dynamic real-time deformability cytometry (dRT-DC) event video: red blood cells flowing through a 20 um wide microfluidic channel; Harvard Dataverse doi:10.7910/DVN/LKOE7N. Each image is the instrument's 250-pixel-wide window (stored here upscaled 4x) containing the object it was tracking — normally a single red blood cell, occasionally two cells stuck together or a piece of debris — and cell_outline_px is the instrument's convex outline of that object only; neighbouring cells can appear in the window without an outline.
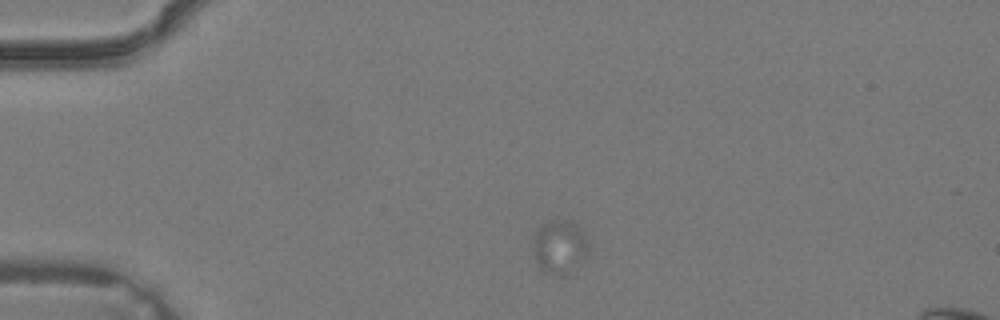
{"species": "common noctule bat (a hibernating species)", "species_latin": "Nyctalus noctula", "temperature_condition": "warm", "stored_images_in_passage": 35, "camera_frame_rate_fps": 3000, "um_per_image_px": 0.085, "animal": {"sex": "male", "body_mass_g": 19.2, "forearm_length_mm": 51.8}, "frame": {"image": 1, "passage_image": 1, "time_ms": 0.0, "image_size_px": [1000, 320], "cell_outline_px": [[588, 252], [576, 268], [568, 276], [556, 276], [544, 272], [540, 268], [536, 260], [532, 240], [536, 232], [544, 224], [552, 220], [568, 220], [576, 224], [588, 240]], "centroid_in_image_um": [47.58, 21.02], "position_along_channel_um": 37.4, "area_um2": 17.4}}
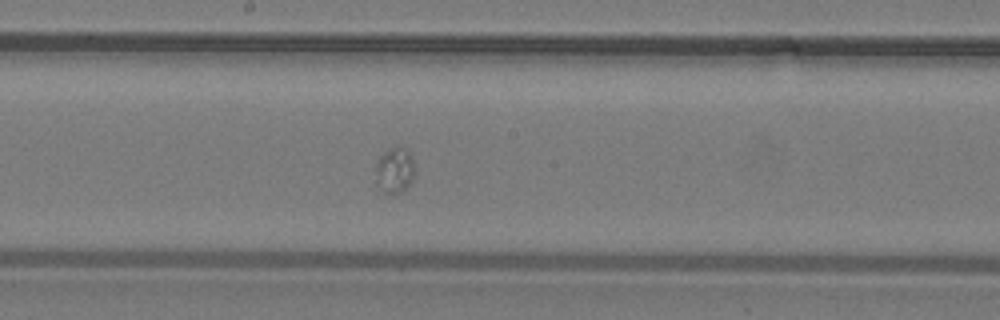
{"frame": {"image": 2, "passage_image": 15, "time_ms": 4.667, "image_size_px": [1000, 320], "cell_outline_px": [[416, 172], [412, 180], [400, 192], [392, 196], [380, 192], [376, 188], [376, 164], [380, 156], [384, 152], [396, 144], [400, 144], [408, 148], [412, 156], [416, 168]], "centroid_in_image_um": [33.56, 14.46], "position_along_channel_um": 214.6, "area_um2": 11.16}}
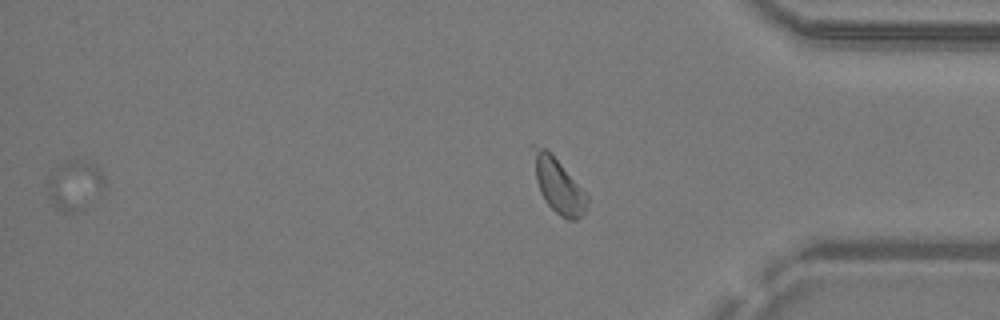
{"frame": {"image": 3, "passage_image": 34, "time_ms": 11.0, "image_size_px": [1000, 320], "cell_outline_px": [[108, 184], [72, 212], [60, 212], [52, 204], [48, 196], [44, 184], [48, 176], [60, 164], [68, 160], [80, 160], [92, 164], [100, 168]], "centroid_in_image_um": [6.27, 15.68], "position_along_channel_um": 428.9, "area_um2": 16.18}}